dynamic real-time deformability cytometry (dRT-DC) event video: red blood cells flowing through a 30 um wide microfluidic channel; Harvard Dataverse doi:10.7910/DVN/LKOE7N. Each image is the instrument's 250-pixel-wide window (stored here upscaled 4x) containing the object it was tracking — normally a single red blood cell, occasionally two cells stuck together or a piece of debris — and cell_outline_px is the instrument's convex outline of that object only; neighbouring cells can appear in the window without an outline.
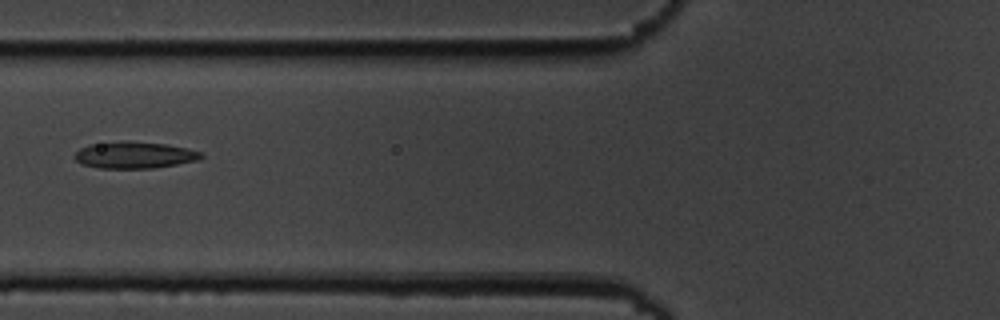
{"species": "common noctule bat (a hibernating species)", "species_latin": "Nyctalus noctula", "temperature_condition": "cold", "stored_images_in_passage": 4, "camera_frame_rate_fps": 3000, "um_per_image_px": 0.085, "animal": {"sex": "male", "body_mass_g": 19.5, "forearm_length_mm": 54.6}, "frame": {"image": 1, "passage_image": 4, "time_ms": 3.333, "image_size_px": [1000, 320], "cell_outline_px": [[204, 156], [200, 160], [152, 168], [100, 168], [80, 164], [72, 156], [80, 148], [88, 144], [124, 140], [128, 140], [168, 144], [188, 148], [200, 152]], "centroid_in_image_um": [11.4, 13.16], "position_along_channel_um": 114.4, "area_um2": 20.0}}